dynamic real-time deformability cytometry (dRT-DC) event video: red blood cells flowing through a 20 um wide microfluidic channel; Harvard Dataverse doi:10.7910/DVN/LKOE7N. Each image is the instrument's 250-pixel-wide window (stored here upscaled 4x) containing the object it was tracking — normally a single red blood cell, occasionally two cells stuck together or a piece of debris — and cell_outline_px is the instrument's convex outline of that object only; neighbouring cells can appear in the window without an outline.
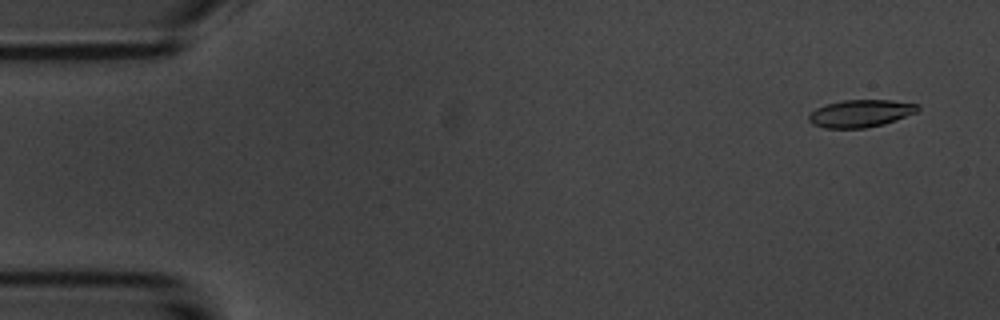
{"species": "common noctule bat (a hibernating species)", "species_latin": "Nyctalus noctula", "temperature_condition": "room temperature", "stored_images_in_passage": 8, "camera_frame_rate_fps": 3000, "um_per_image_px": 0.085, "animal": {"sex": "male", "body_mass_g": 20.1, "forearm_length_mm": 53.5}, "frame": {"image": 1, "passage_image": 1, "time_ms": 0.0, "image_size_px": [1000, 320], "cell_outline_px": [[920, 108], [916, 112], [896, 120], [884, 124], [864, 128], [824, 128], [812, 124], [808, 120], [808, 116], [816, 108], [828, 104], [844, 100], [892, 100], [920, 104]], "centroid_in_image_um": [73.17, 9.64], "position_along_channel_um": 11.8, "area_um2": 17.4}}
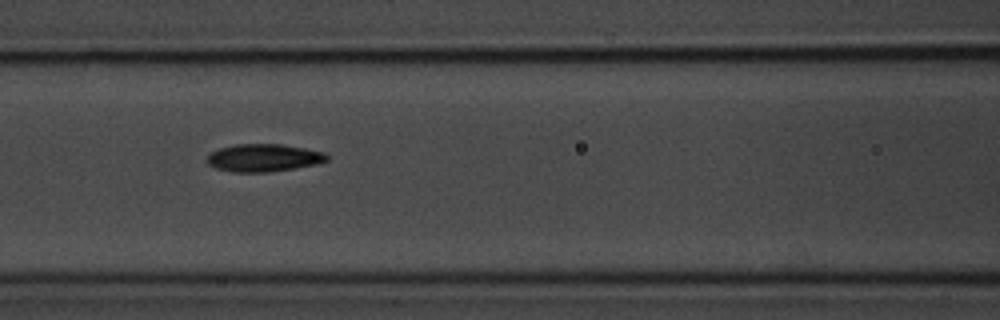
{"frame": {"image": 2, "passage_image": 7, "time_ms": 6.667, "image_size_px": [1000, 320], "cell_outline_px": [[328, 160], [316, 164], [268, 172], [232, 172], [216, 168], [208, 164], [204, 160], [208, 152], [220, 148], [236, 144], [280, 144], [304, 148], [324, 152], [328, 156]], "centroid_in_image_um": [22.34, 13.41], "position_along_channel_um": 144.3, "area_um2": 19.36}}
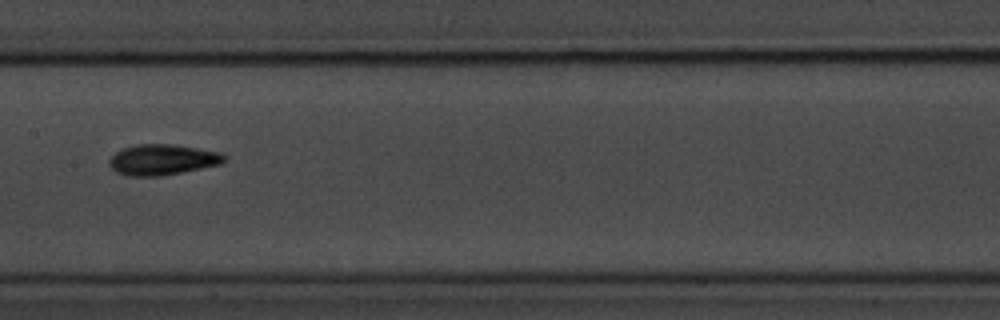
{"frame": {"image": 3, "passage_image": 8, "time_ms": 8.0, "image_size_px": [1000, 320], "cell_outline_px": [[224, 160], [220, 164], [164, 176], [128, 176], [116, 172], [108, 164], [108, 160], [116, 152], [124, 148], [136, 144], [168, 144], [196, 148], [220, 152], [224, 156]], "centroid_in_image_um": [13.76, 13.58], "position_along_channel_um": 193.6, "area_um2": 20.4}}